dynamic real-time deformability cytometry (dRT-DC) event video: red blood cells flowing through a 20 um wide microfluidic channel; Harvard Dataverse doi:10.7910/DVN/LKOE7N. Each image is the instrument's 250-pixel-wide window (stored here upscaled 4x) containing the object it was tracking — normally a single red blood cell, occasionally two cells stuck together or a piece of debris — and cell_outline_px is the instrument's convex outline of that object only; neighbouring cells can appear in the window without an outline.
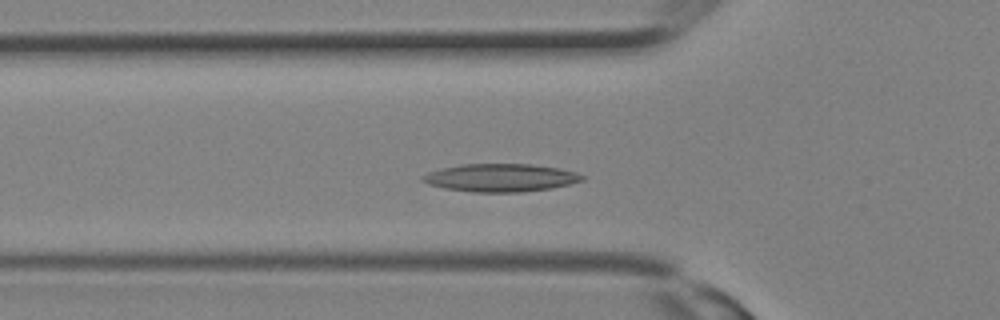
{"species": "Egyptian fruit bat (a non-hibernating species)", "species_latin": "Rousettus aegyptiacus", "temperature_condition": "room temperature", "stored_images_in_passage": 30, "camera_frame_rate_fps": 3000, "um_per_image_px": 0.085, "animal": {"sex": "female"}, "frame": {"image": 1, "passage_image": 10, "time_ms": 3.0, "image_size_px": [1000, 320], "cell_outline_px": [[584, 180], [552, 188], [520, 192], [472, 192], [444, 188], [428, 184], [420, 180], [420, 176], [428, 172], [460, 164], [532, 164], [560, 168], [576, 172], [584, 176]], "centroid_in_image_um": [42.53, 15.1], "position_along_channel_um": 83.3, "area_um2": 26.01}}
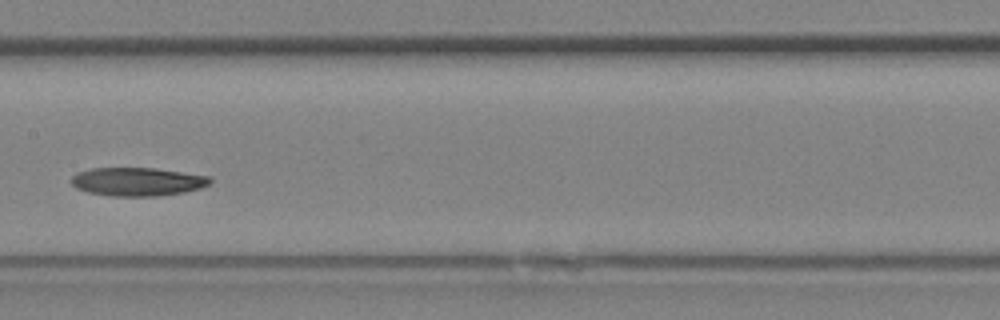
{"frame": {"image": 2, "passage_image": 15, "time_ms": 4.667, "image_size_px": [1000, 320], "cell_outline_px": [[212, 180], [208, 184], [200, 188], [184, 192], [156, 196], [112, 196], [88, 192], [76, 188], [68, 180], [76, 172], [88, 168], [156, 168], [208, 176]], "centroid_in_image_um": [11.62, 15.43], "position_along_channel_um": 195.8, "area_um2": 23.06}}
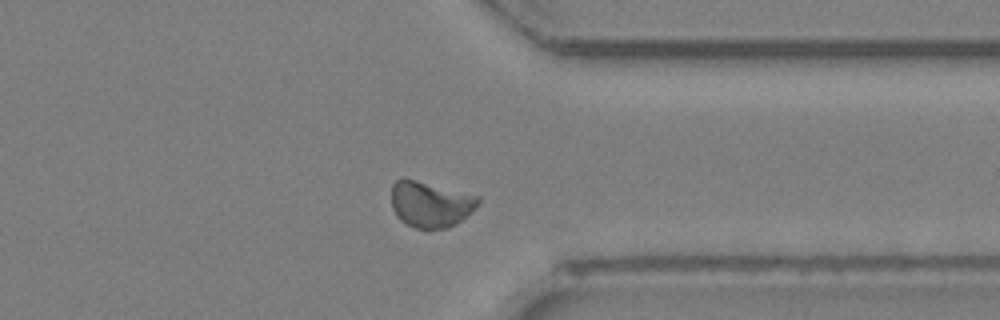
{"frame": {"image": 3, "passage_image": 23, "time_ms": 7.333, "image_size_px": [1000, 320], "cell_outline_px": [[480, 204], [476, 208], [456, 224], [448, 228], [428, 232], [416, 228], [400, 220], [396, 216], [392, 208], [392, 184], [396, 180], [404, 176], [480, 196]], "centroid_in_image_um": [36.59, 17.36], "position_along_channel_um": 374.8, "area_um2": 24.04}}